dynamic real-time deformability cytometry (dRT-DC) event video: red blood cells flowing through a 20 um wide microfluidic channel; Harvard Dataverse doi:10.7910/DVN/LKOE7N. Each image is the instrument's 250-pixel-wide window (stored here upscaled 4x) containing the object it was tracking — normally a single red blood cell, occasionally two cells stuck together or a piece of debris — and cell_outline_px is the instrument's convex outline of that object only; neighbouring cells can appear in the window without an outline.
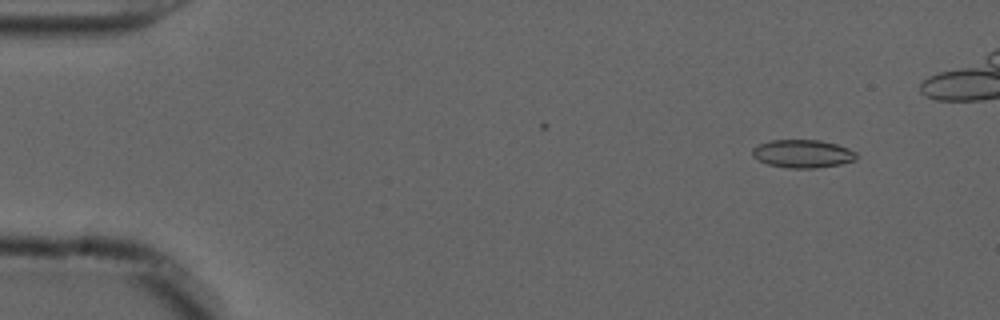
{"species": "common noctule bat (a hibernating species)", "species_latin": "Nyctalus noctula", "temperature_condition": "cold", "stored_images_in_passage": 18, "camera_frame_rate_fps": 3000, "um_per_image_px": 0.085, "animal": {"sex": "male", "forearm_length_mm": 52.5}, "frame": {"image": 1, "passage_image": 6, "time_ms": 1.667, "image_size_px": [1000, 320], "cell_outline_px": [[856, 160], [840, 164], [816, 168], [788, 168], [768, 164], [752, 156], [752, 148], [760, 144], [772, 140], [820, 140], [836, 144], [848, 148], [856, 152]], "centroid_in_image_um": [68.24, 13.07], "position_along_channel_um": 16.8, "area_um2": 16.94}}